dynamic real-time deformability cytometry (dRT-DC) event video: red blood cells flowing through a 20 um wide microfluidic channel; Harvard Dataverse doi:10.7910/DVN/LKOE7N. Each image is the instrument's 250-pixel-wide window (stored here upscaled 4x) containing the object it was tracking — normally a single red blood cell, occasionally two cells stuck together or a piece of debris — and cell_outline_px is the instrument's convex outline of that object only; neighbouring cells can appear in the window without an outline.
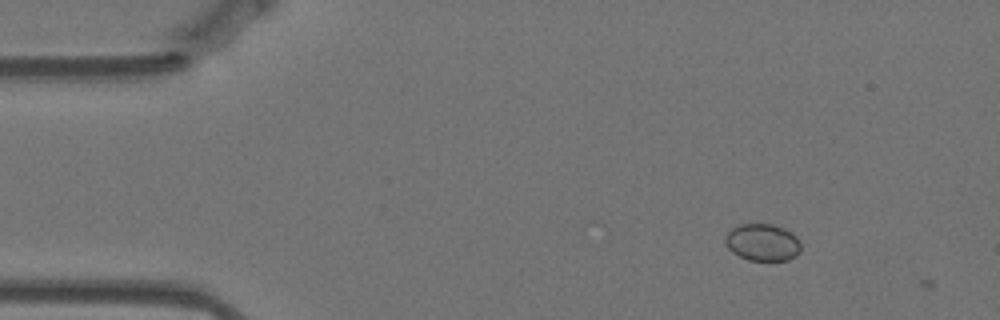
{"species": "Egyptian fruit bat (a non-hibernating species)", "species_latin": "Rousettus aegyptiacus", "temperature_condition": "warm", "stored_images_in_passage": 3, "camera_frame_rate_fps": 3000, "um_per_image_px": 0.085, "animal": {"sex": "female"}, "frame": {"image": 1, "passage_image": 2, "time_ms": 0.333, "image_size_px": [1000, 320], "cell_outline_px": [[800, 252], [796, 256], [788, 260], [748, 260], [732, 252], [728, 248], [724, 240], [724, 236], [732, 228], [740, 224], [772, 224], [784, 228], [792, 232], [796, 236], [800, 244]], "centroid_in_image_um": [64.81, 20.59], "position_along_channel_um": 20.2, "area_um2": 16.42}}